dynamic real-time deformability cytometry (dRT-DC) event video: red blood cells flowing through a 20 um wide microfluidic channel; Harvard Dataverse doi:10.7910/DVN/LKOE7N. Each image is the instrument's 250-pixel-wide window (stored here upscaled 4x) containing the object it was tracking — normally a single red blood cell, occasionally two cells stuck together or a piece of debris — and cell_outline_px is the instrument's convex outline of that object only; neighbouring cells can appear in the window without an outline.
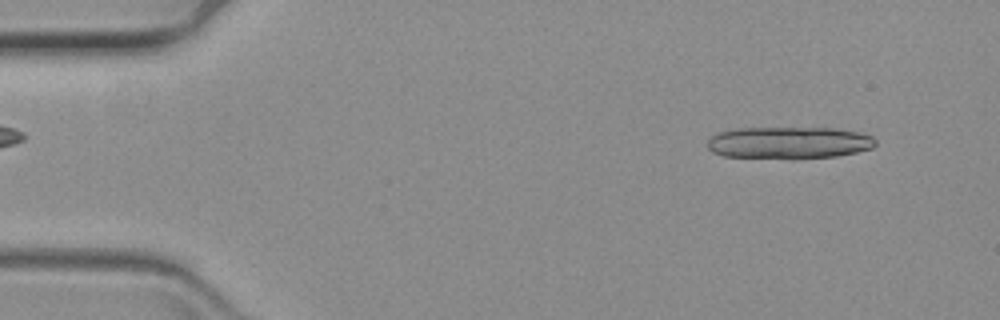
{"species": "common noctule bat (a hibernating species)", "species_latin": "Nyctalus noctula", "temperature_condition": "warm", "stored_images_in_passage": 17, "camera_frame_rate_fps": 3000, "um_per_image_px": 0.085, "animal": {"sex": "female", "body_mass_g": 19.3, "forearm_length_mm": 54.1}, "frame": {"image": 1, "passage_image": 5, "time_ms": 1.333, "image_size_px": [1000, 320], "cell_outline_px": [[876, 144], [872, 148], [856, 152], [836, 156], [792, 160], [724, 156], [712, 152], [708, 148], [708, 140], [716, 132], [740, 128], [836, 128], [860, 132], [872, 136], [876, 140]], "centroid_in_image_um": [67.06, 12.15], "position_along_channel_um": 17.9, "area_um2": 32.02}}